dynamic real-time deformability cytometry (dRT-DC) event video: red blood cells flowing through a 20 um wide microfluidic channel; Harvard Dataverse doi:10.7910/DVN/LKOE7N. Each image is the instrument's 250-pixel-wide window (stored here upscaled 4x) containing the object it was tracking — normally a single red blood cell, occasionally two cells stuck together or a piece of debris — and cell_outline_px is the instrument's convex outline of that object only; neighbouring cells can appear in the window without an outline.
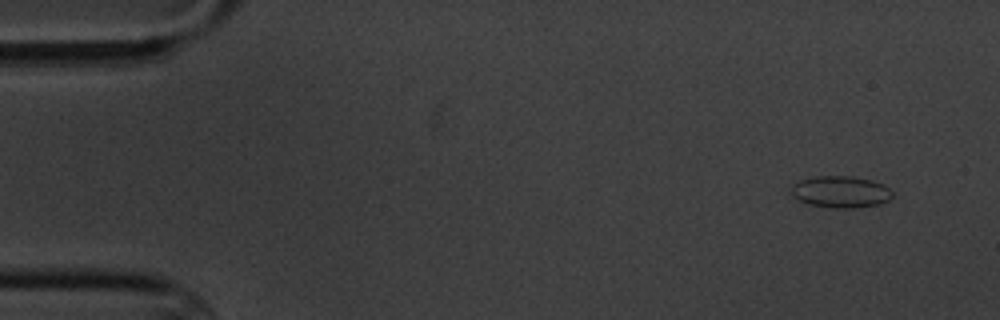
{"species": "common noctule bat (a hibernating species)", "species_latin": "Nyctalus noctula", "temperature_condition": "cold", "stored_images_in_passage": 5, "camera_frame_rate_fps": 3000, "um_per_image_px": 0.085, "animal": {"sex": "male", "body_mass_g": 20.1, "forearm_length_mm": 53.5}, "frame": {"image": 1, "passage_image": 1, "time_ms": 0.0, "image_size_px": [1000, 320], "cell_outline_px": [[892, 196], [888, 200], [880, 204], [852, 208], [832, 208], [808, 204], [792, 196], [792, 184], [800, 180], [816, 176], [852, 176], [872, 180], [884, 184], [892, 192]], "centroid_in_image_um": [71.46, 16.3], "position_along_channel_um": 13.5, "area_um2": 18.73}}
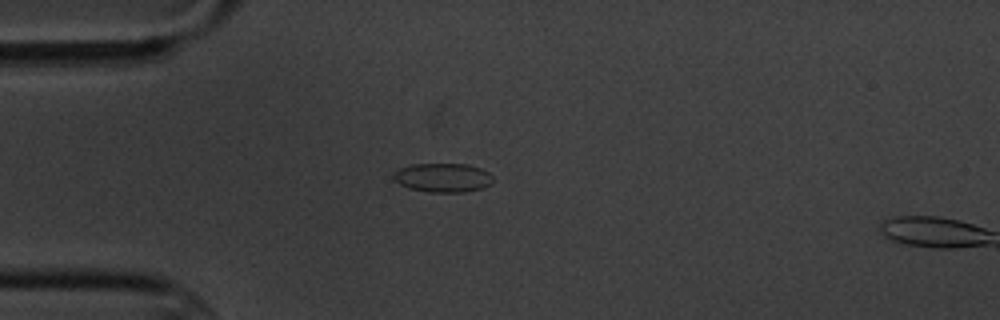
{"frame": {"image": 2, "passage_image": 4, "time_ms": 3.667, "image_size_px": [1000, 320], "cell_outline_px": [[492, 180], [488, 184], [480, 188], [464, 192], [432, 192], [408, 188], [400, 184], [392, 176], [400, 168], [412, 164], [468, 164], [480, 168], [488, 172], [492, 176]], "centroid_in_image_um": [37.63, 15.09], "position_along_channel_um": 47.4, "area_um2": 16.53}}